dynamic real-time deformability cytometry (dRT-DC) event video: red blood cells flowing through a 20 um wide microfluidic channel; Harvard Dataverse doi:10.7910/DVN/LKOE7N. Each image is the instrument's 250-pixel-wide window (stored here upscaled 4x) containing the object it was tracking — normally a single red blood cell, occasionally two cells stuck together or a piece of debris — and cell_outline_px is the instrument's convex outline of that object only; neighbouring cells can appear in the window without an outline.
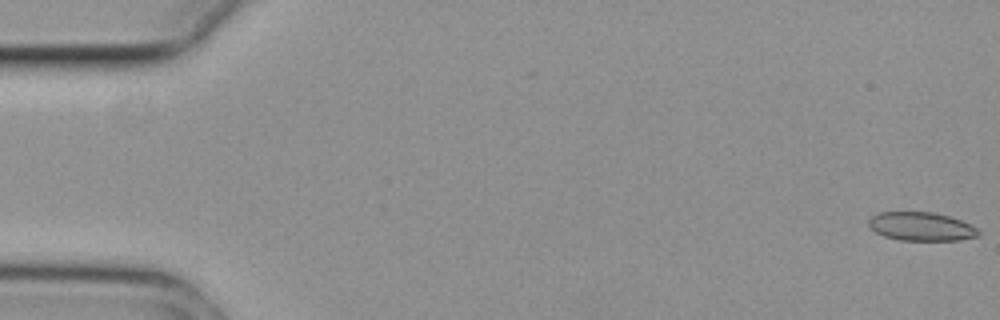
{"species": "common noctule bat (a hibernating species)", "species_latin": "Nyctalus noctula", "temperature_condition": "cold", "stored_images_in_passage": 12, "camera_frame_rate_fps": 3000, "um_per_image_px": 0.085, "animal": {"sex": "female", "body_mass_g": 29.2, "forearm_length_mm": 56.3}, "frame": {"image": 1, "passage_image": 1, "time_ms": 0.0, "image_size_px": [1000, 320], "cell_outline_px": [[980, 236], [960, 240], [900, 240], [884, 236], [876, 232], [868, 224], [868, 220], [876, 212], [932, 212], [948, 216], [960, 220], [976, 228], [980, 232]], "centroid_in_image_um": [78.29, 19.25], "position_along_channel_um": 6.7, "area_um2": 18.21}}